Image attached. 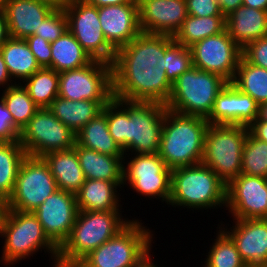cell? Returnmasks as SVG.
<instances>
[{
	"instance_id": "cell-1",
	"label": "cell",
	"mask_w": 267,
	"mask_h": 267,
	"mask_svg": "<svg viewBox=\"0 0 267 267\" xmlns=\"http://www.w3.org/2000/svg\"><path fill=\"white\" fill-rule=\"evenodd\" d=\"M165 34L141 32L116 50L112 63L113 98L168 102L172 83L165 72Z\"/></svg>"
},
{
	"instance_id": "cell-2",
	"label": "cell",
	"mask_w": 267,
	"mask_h": 267,
	"mask_svg": "<svg viewBox=\"0 0 267 267\" xmlns=\"http://www.w3.org/2000/svg\"><path fill=\"white\" fill-rule=\"evenodd\" d=\"M0 237L4 239L0 257V264L4 267L20 264L22 260L30 259L43 250L53 261L50 266L57 267L58 247L44 233L33 212L5 208L0 222Z\"/></svg>"
},
{
	"instance_id": "cell-3",
	"label": "cell",
	"mask_w": 267,
	"mask_h": 267,
	"mask_svg": "<svg viewBox=\"0 0 267 267\" xmlns=\"http://www.w3.org/2000/svg\"><path fill=\"white\" fill-rule=\"evenodd\" d=\"M208 126L206 118L166 109L158 154L169 169L202 162Z\"/></svg>"
},
{
	"instance_id": "cell-4",
	"label": "cell",
	"mask_w": 267,
	"mask_h": 267,
	"mask_svg": "<svg viewBox=\"0 0 267 267\" xmlns=\"http://www.w3.org/2000/svg\"><path fill=\"white\" fill-rule=\"evenodd\" d=\"M170 205L173 208L191 209L193 212L223 209L226 207V184L202 163L173 169L168 207Z\"/></svg>"
},
{
	"instance_id": "cell-5",
	"label": "cell",
	"mask_w": 267,
	"mask_h": 267,
	"mask_svg": "<svg viewBox=\"0 0 267 267\" xmlns=\"http://www.w3.org/2000/svg\"><path fill=\"white\" fill-rule=\"evenodd\" d=\"M122 210H79L69 237L58 248L57 267L81 261L91 251L114 237L132 219L124 217Z\"/></svg>"
},
{
	"instance_id": "cell-6",
	"label": "cell",
	"mask_w": 267,
	"mask_h": 267,
	"mask_svg": "<svg viewBox=\"0 0 267 267\" xmlns=\"http://www.w3.org/2000/svg\"><path fill=\"white\" fill-rule=\"evenodd\" d=\"M136 217L81 261L87 267H134L153 249L154 231ZM153 243V244H152Z\"/></svg>"
},
{
	"instance_id": "cell-7",
	"label": "cell",
	"mask_w": 267,
	"mask_h": 267,
	"mask_svg": "<svg viewBox=\"0 0 267 267\" xmlns=\"http://www.w3.org/2000/svg\"><path fill=\"white\" fill-rule=\"evenodd\" d=\"M227 83L218 74L192 66L172 83L166 107L179 114L207 118L217 95Z\"/></svg>"
},
{
	"instance_id": "cell-8",
	"label": "cell",
	"mask_w": 267,
	"mask_h": 267,
	"mask_svg": "<svg viewBox=\"0 0 267 267\" xmlns=\"http://www.w3.org/2000/svg\"><path fill=\"white\" fill-rule=\"evenodd\" d=\"M248 127L209 124L206 131L202 164L210 167L227 185L241 174L242 152Z\"/></svg>"
},
{
	"instance_id": "cell-9",
	"label": "cell",
	"mask_w": 267,
	"mask_h": 267,
	"mask_svg": "<svg viewBox=\"0 0 267 267\" xmlns=\"http://www.w3.org/2000/svg\"><path fill=\"white\" fill-rule=\"evenodd\" d=\"M113 99L127 112L124 154L158 153L166 105L158 102Z\"/></svg>"
},
{
	"instance_id": "cell-10",
	"label": "cell",
	"mask_w": 267,
	"mask_h": 267,
	"mask_svg": "<svg viewBox=\"0 0 267 267\" xmlns=\"http://www.w3.org/2000/svg\"><path fill=\"white\" fill-rule=\"evenodd\" d=\"M129 156L124 154L123 158V188L128 186L127 189L132 188L139 196H146L150 200L160 199L168 205L172 170L158 153Z\"/></svg>"
},
{
	"instance_id": "cell-11",
	"label": "cell",
	"mask_w": 267,
	"mask_h": 267,
	"mask_svg": "<svg viewBox=\"0 0 267 267\" xmlns=\"http://www.w3.org/2000/svg\"><path fill=\"white\" fill-rule=\"evenodd\" d=\"M56 190V180L45 160L27 155L20 164L13 192L5 202V208L34 212Z\"/></svg>"
},
{
	"instance_id": "cell-12",
	"label": "cell",
	"mask_w": 267,
	"mask_h": 267,
	"mask_svg": "<svg viewBox=\"0 0 267 267\" xmlns=\"http://www.w3.org/2000/svg\"><path fill=\"white\" fill-rule=\"evenodd\" d=\"M26 155L42 157L68 150L76 144V134L58 120L48 108H39L19 135Z\"/></svg>"
},
{
	"instance_id": "cell-13",
	"label": "cell",
	"mask_w": 267,
	"mask_h": 267,
	"mask_svg": "<svg viewBox=\"0 0 267 267\" xmlns=\"http://www.w3.org/2000/svg\"><path fill=\"white\" fill-rule=\"evenodd\" d=\"M58 96L72 101H110L112 64L93 60L82 68L60 72Z\"/></svg>"
},
{
	"instance_id": "cell-14",
	"label": "cell",
	"mask_w": 267,
	"mask_h": 267,
	"mask_svg": "<svg viewBox=\"0 0 267 267\" xmlns=\"http://www.w3.org/2000/svg\"><path fill=\"white\" fill-rule=\"evenodd\" d=\"M68 31L93 60L112 64L116 50L107 42L98 16V7L84 0H70L64 9Z\"/></svg>"
},
{
	"instance_id": "cell-15",
	"label": "cell",
	"mask_w": 267,
	"mask_h": 267,
	"mask_svg": "<svg viewBox=\"0 0 267 267\" xmlns=\"http://www.w3.org/2000/svg\"><path fill=\"white\" fill-rule=\"evenodd\" d=\"M193 66L222 76L231 82L242 57V49L225 29L220 34L204 38L190 47Z\"/></svg>"
},
{
	"instance_id": "cell-16",
	"label": "cell",
	"mask_w": 267,
	"mask_h": 267,
	"mask_svg": "<svg viewBox=\"0 0 267 267\" xmlns=\"http://www.w3.org/2000/svg\"><path fill=\"white\" fill-rule=\"evenodd\" d=\"M225 208L232 219H267V178L241 173L231 180Z\"/></svg>"
},
{
	"instance_id": "cell-17",
	"label": "cell",
	"mask_w": 267,
	"mask_h": 267,
	"mask_svg": "<svg viewBox=\"0 0 267 267\" xmlns=\"http://www.w3.org/2000/svg\"><path fill=\"white\" fill-rule=\"evenodd\" d=\"M78 212L76 194L58 189L33 214L44 233L59 248L69 237Z\"/></svg>"
},
{
	"instance_id": "cell-18",
	"label": "cell",
	"mask_w": 267,
	"mask_h": 267,
	"mask_svg": "<svg viewBox=\"0 0 267 267\" xmlns=\"http://www.w3.org/2000/svg\"><path fill=\"white\" fill-rule=\"evenodd\" d=\"M229 228L220 226L234 241L237 250L246 264L267 265V219H232ZM225 226V227H224Z\"/></svg>"
},
{
	"instance_id": "cell-19",
	"label": "cell",
	"mask_w": 267,
	"mask_h": 267,
	"mask_svg": "<svg viewBox=\"0 0 267 267\" xmlns=\"http://www.w3.org/2000/svg\"><path fill=\"white\" fill-rule=\"evenodd\" d=\"M143 33L174 36L187 17L186 0H137Z\"/></svg>"
},
{
	"instance_id": "cell-20",
	"label": "cell",
	"mask_w": 267,
	"mask_h": 267,
	"mask_svg": "<svg viewBox=\"0 0 267 267\" xmlns=\"http://www.w3.org/2000/svg\"><path fill=\"white\" fill-rule=\"evenodd\" d=\"M98 16L107 42L115 49L127 45L142 31L138 3H124L98 8Z\"/></svg>"
},
{
	"instance_id": "cell-21",
	"label": "cell",
	"mask_w": 267,
	"mask_h": 267,
	"mask_svg": "<svg viewBox=\"0 0 267 267\" xmlns=\"http://www.w3.org/2000/svg\"><path fill=\"white\" fill-rule=\"evenodd\" d=\"M53 10L52 6L39 0H8L4 11L10 37L26 39L34 35Z\"/></svg>"
},
{
	"instance_id": "cell-22",
	"label": "cell",
	"mask_w": 267,
	"mask_h": 267,
	"mask_svg": "<svg viewBox=\"0 0 267 267\" xmlns=\"http://www.w3.org/2000/svg\"><path fill=\"white\" fill-rule=\"evenodd\" d=\"M225 29L243 49L250 42L267 36V11L242 5L226 17Z\"/></svg>"
},
{
	"instance_id": "cell-23",
	"label": "cell",
	"mask_w": 267,
	"mask_h": 267,
	"mask_svg": "<svg viewBox=\"0 0 267 267\" xmlns=\"http://www.w3.org/2000/svg\"><path fill=\"white\" fill-rule=\"evenodd\" d=\"M80 166L86 179L115 182L121 190L123 187V158L110 156L74 145Z\"/></svg>"
},
{
	"instance_id": "cell-24",
	"label": "cell",
	"mask_w": 267,
	"mask_h": 267,
	"mask_svg": "<svg viewBox=\"0 0 267 267\" xmlns=\"http://www.w3.org/2000/svg\"><path fill=\"white\" fill-rule=\"evenodd\" d=\"M42 158L49 165L58 189L74 194L80 190L86 178L74 147L47 153Z\"/></svg>"
},
{
	"instance_id": "cell-25",
	"label": "cell",
	"mask_w": 267,
	"mask_h": 267,
	"mask_svg": "<svg viewBox=\"0 0 267 267\" xmlns=\"http://www.w3.org/2000/svg\"><path fill=\"white\" fill-rule=\"evenodd\" d=\"M119 188L115 182L86 179L76 193L78 209L82 211L122 210Z\"/></svg>"
},
{
	"instance_id": "cell-26",
	"label": "cell",
	"mask_w": 267,
	"mask_h": 267,
	"mask_svg": "<svg viewBox=\"0 0 267 267\" xmlns=\"http://www.w3.org/2000/svg\"><path fill=\"white\" fill-rule=\"evenodd\" d=\"M109 101H72L56 97L48 109L75 134L89 121L96 118Z\"/></svg>"
},
{
	"instance_id": "cell-27",
	"label": "cell",
	"mask_w": 267,
	"mask_h": 267,
	"mask_svg": "<svg viewBox=\"0 0 267 267\" xmlns=\"http://www.w3.org/2000/svg\"><path fill=\"white\" fill-rule=\"evenodd\" d=\"M0 50L14 83H22L41 69L25 39L10 37Z\"/></svg>"
},
{
	"instance_id": "cell-28",
	"label": "cell",
	"mask_w": 267,
	"mask_h": 267,
	"mask_svg": "<svg viewBox=\"0 0 267 267\" xmlns=\"http://www.w3.org/2000/svg\"><path fill=\"white\" fill-rule=\"evenodd\" d=\"M76 143L110 156H124L123 150L109 133L107 116L101 112L76 133Z\"/></svg>"
},
{
	"instance_id": "cell-29",
	"label": "cell",
	"mask_w": 267,
	"mask_h": 267,
	"mask_svg": "<svg viewBox=\"0 0 267 267\" xmlns=\"http://www.w3.org/2000/svg\"><path fill=\"white\" fill-rule=\"evenodd\" d=\"M92 61L90 55L68 30L51 43V69L57 73L82 68Z\"/></svg>"
},
{
	"instance_id": "cell-30",
	"label": "cell",
	"mask_w": 267,
	"mask_h": 267,
	"mask_svg": "<svg viewBox=\"0 0 267 267\" xmlns=\"http://www.w3.org/2000/svg\"><path fill=\"white\" fill-rule=\"evenodd\" d=\"M225 24L226 18L224 16L195 17L187 15L173 38L176 42L190 48L204 38L223 32Z\"/></svg>"
},
{
	"instance_id": "cell-31",
	"label": "cell",
	"mask_w": 267,
	"mask_h": 267,
	"mask_svg": "<svg viewBox=\"0 0 267 267\" xmlns=\"http://www.w3.org/2000/svg\"><path fill=\"white\" fill-rule=\"evenodd\" d=\"M26 156L19 140L0 142V200L4 203L13 192L20 164Z\"/></svg>"
},
{
	"instance_id": "cell-32",
	"label": "cell",
	"mask_w": 267,
	"mask_h": 267,
	"mask_svg": "<svg viewBox=\"0 0 267 267\" xmlns=\"http://www.w3.org/2000/svg\"><path fill=\"white\" fill-rule=\"evenodd\" d=\"M230 83L242 93L250 95L259 105L267 102V69L253 65L241 57Z\"/></svg>"
},
{
	"instance_id": "cell-33",
	"label": "cell",
	"mask_w": 267,
	"mask_h": 267,
	"mask_svg": "<svg viewBox=\"0 0 267 267\" xmlns=\"http://www.w3.org/2000/svg\"><path fill=\"white\" fill-rule=\"evenodd\" d=\"M39 108H48L59 93V73L41 68L21 83Z\"/></svg>"
},
{
	"instance_id": "cell-34",
	"label": "cell",
	"mask_w": 267,
	"mask_h": 267,
	"mask_svg": "<svg viewBox=\"0 0 267 267\" xmlns=\"http://www.w3.org/2000/svg\"><path fill=\"white\" fill-rule=\"evenodd\" d=\"M1 91L3 92H0V97L13 117L14 128L20 133L39 107L32 101L21 83H15Z\"/></svg>"
},
{
	"instance_id": "cell-35",
	"label": "cell",
	"mask_w": 267,
	"mask_h": 267,
	"mask_svg": "<svg viewBox=\"0 0 267 267\" xmlns=\"http://www.w3.org/2000/svg\"><path fill=\"white\" fill-rule=\"evenodd\" d=\"M216 238L205 255L202 267H246L232 238L217 226Z\"/></svg>"
},
{
	"instance_id": "cell-36",
	"label": "cell",
	"mask_w": 267,
	"mask_h": 267,
	"mask_svg": "<svg viewBox=\"0 0 267 267\" xmlns=\"http://www.w3.org/2000/svg\"><path fill=\"white\" fill-rule=\"evenodd\" d=\"M164 60L166 76L171 83L193 66L191 49L176 42L170 35H165Z\"/></svg>"
},
{
	"instance_id": "cell-37",
	"label": "cell",
	"mask_w": 267,
	"mask_h": 267,
	"mask_svg": "<svg viewBox=\"0 0 267 267\" xmlns=\"http://www.w3.org/2000/svg\"><path fill=\"white\" fill-rule=\"evenodd\" d=\"M241 173L267 178V143L249 132L242 152Z\"/></svg>"
},
{
	"instance_id": "cell-38",
	"label": "cell",
	"mask_w": 267,
	"mask_h": 267,
	"mask_svg": "<svg viewBox=\"0 0 267 267\" xmlns=\"http://www.w3.org/2000/svg\"><path fill=\"white\" fill-rule=\"evenodd\" d=\"M206 120L209 124L237 125V88L233 84L228 82L219 92Z\"/></svg>"
},
{
	"instance_id": "cell-39",
	"label": "cell",
	"mask_w": 267,
	"mask_h": 267,
	"mask_svg": "<svg viewBox=\"0 0 267 267\" xmlns=\"http://www.w3.org/2000/svg\"><path fill=\"white\" fill-rule=\"evenodd\" d=\"M107 116L109 133L114 141L124 151L127 136V112L112 98L103 108Z\"/></svg>"
},
{
	"instance_id": "cell-40",
	"label": "cell",
	"mask_w": 267,
	"mask_h": 267,
	"mask_svg": "<svg viewBox=\"0 0 267 267\" xmlns=\"http://www.w3.org/2000/svg\"><path fill=\"white\" fill-rule=\"evenodd\" d=\"M68 30V19L64 9H54L42 22L34 35L41 36L50 43L55 42Z\"/></svg>"
},
{
	"instance_id": "cell-41",
	"label": "cell",
	"mask_w": 267,
	"mask_h": 267,
	"mask_svg": "<svg viewBox=\"0 0 267 267\" xmlns=\"http://www.w3.org/2000/svg\"><path fill=\"white\" fill-rule=\"evenodd\" d=\"M259 104L237 89V125L249 126L258 118Z\"/></svg>"
},
{
	"instance_id": "cell-42",
	"label": "cell",
	"mask_w": 267,
	"mask_h": 267,
	"mask_svg": "<svg viewBox=\"0 0 267 267\" xmlns=\"http://www.w3.org/2000/svg\"><path fill=\"white\" fill-rule=\"evenodd\" d=\"M242 57L253 65L267 69V36L247 44L242 49Z\"/></svg>"
},
{
	"instance_id": "cell-43",
	"label": "cell",
	"mask_w": 267,
	"mask_h": 267,
	"mask_svg": "<svg viewBox=\"0 0 267 267\" xmlns=\"http://www.w3.org/2000/svg\"><path fill=\"white\" fill-rule=\"evenodd\" d=\"M31 52L34 54L39 66L41 68L51 69V43L41 36L31 35L27 37Z\"/></svg>"
},
{
	"instance_id": "cell-44",
	"label": "cell",
	"mask_w": 267,
	"mask_h": 267,
	"mask_svg": "<svg viewBox=\"0 0 267 267\" xmlns=\"http://www.w3.org/2000/svg\"><path fill=\"white\" fill-rule=\"evenodd\" d=\"M186 7L190 16H223L218 0H186Z\"/></svg>"
},
{
	"instance_id": "cell-45",
	"label": "cell",
	"mask_w": 267,
	"mask_h": 267,
	"mask_svg": "<svg viewBox=\"0 0 267 267\" xmlns=\"http://www.w3.org/2000/svg\"><path fill=\"white\" fill-rule=\"evenodd\" d=\"M20 133L14 128V120L0 97V142L19 140Z\"/></svg>"
},
{
	"instance_id": "cell-46",
	"label": "cell",
	"mask_w": 267,
	"mask_h": 267,
	"mask_svg": "<svg viewBox=\"0 0 267 267\" xmlns=\"http://www.w3.org/2000/svg\"><path fill=\"white\" fill-rule=\"evenodd\" d=\"M249 133L262 141L267 143V122L261 121L257 118L248 126Z\"/></svg>"
},
{
	"instance_id": "cell-47",
	"label": "cell",
	"mask_w": 267,
	"mask_h": 267,
	"mask_svg": "<svg viewBox=\"0 0 267 267\" xmlns=\"http://www.w3.org/2000/svg\"><path fill=\"white\" fill-rule=\"evenodd\" d=\"M12 78L7 69V65L4 62L3 54L0 50V91L7 89L8 87L14 85ZM3 88H2V87Z\"/></svg>"
},
{
	"instance_id": "cell-48",
	"label": "cell",
	"mask_w": 267,
	"mask_h": 267,
	"mask_svg": "<svg viewBox=\"0 0 267 267\" xmlns=\"http://www.w3.org/2000/svg\"><path fill=\"white\" fill-rule=\"evenodd\" d=\"M221 13L226 18L238 7L242 6L243 0H218Z\"/></svg>"
},
{
	"instance_id": "cell-49",
	"label": "cell",
	"mask_w": 267,
	"mask_h": 267,
	"mask_svg": "<svg viewBox=\"0 0 267 267\" xmlns=\"http://www.w3.org/2000/svg\"><path fill=\"white\" fill-rule=\"evenodd\" d=\"M10 38L8 30V22L6 19V14L4 10L0 11V48L7 42Z\"/></svg>"
},
{
	"instance_id": "cell-50",
	"label": "cell",
	"mask_w": 267,
	"mask_h": 267,
	"mask_svg": "<svg viewBox=\"0 0 267 267\" xmlns=\"http://www.w3.org/2000/svg\"><path fill=\"white\" fill-rule=\"evenodd\" d=\"M84 1L98 8L102 6L118 5L124 3H138L137 0H84Z\"/></svg>"
},
{
	"instance_id": "cell-51",
	"label": "cell",
	"mask_w": 267,
	"mask_h": 267,
	"mask_svg": "<svg viewBox=\"0 0 267 267\" xmlns=\"http://www.w3.org/2000/svg\"><path fill=\"white\" fill-rule=\"evenodd\" d=\"M243 6L267 11V0H243Z\"/></svg>"
},
{
	"instance_id": "cell-52",
	"label": "cell",
	"mask_w": 267,
	"mask_h": 267,
	"mask_svg": "<svg viewBox=\"0 0 267 267\" xmlns=\"http://www.w3.org/2000/svg\"><path fill=\"white\" fill-rule=\"evenodd\" d=\"M152 253V251L149 253V254H147L138 264H136L134 267H160L161 265H157V263L156 264H154L155 262H154V259H153V253ZM152 257V258H151ZM162 267V266H161Z\"/></svg>"
},
{
	"instance_id": "cell-53",
	"label": "cell",
	"mask_w": 267,
	"mask_h": 267,
	"mask_svg": "<svg viewBox=\"0 0 267 267\" xmlns=\"http://www.w3.org/2000/svg\"><path fill=\"white\" fill-rule=\"evenodd\" d=\"M49 4L54 9H65V7L70 3V0H39Z\"/></svg>"
},
{
	"instance_id": "cell-54",
	"label": "cell",
	"mask_w": 267,
	"mask_h": 267,
	"mask_svg": "<svg viewBox=\"0 0 267 267\" xmlns=\"http://www.w3.org/2000/svg\"><path fill=\"white\" fill-rule=\"evenodd\" d=\"M258 118L261 121H266L267 122V102L259 105V114Z\"/></svg>"
},
{
	"instance_id": "cell-55",
	"label": "cell",
	"mask_w": 267,
	"mask_h": 267,
	"mask_svg": "<svg viewBox=\"0 0 267 267\" xmlns=\"http://www.w3.org/2000/svg\"><path fill=\"white\" fill-rule=\"evenodd\" d=\"M63 267H87L82 261H76L72 263H68Z\"/></svg>"
},
{
	"instance_id": "cell-56",
	"label": "cell",
	"mask_w": 267,
	"mask_h": 267,
	"mask_svg": "<svg viewBox=\"0 0 267 267\" xmlns=\"http://www.w3.org/2000/svg\"><path fill=\"white\" fill-rule=\"evenodd\" d=\"M4 209H5V203L2 200H0V222H1Z\"/></svg>"
},
{
	"instance_id": "cell-57",
	"label": "cell",
	"mask_w": 267,
	"mask_h": 267,
	"mask_svg": "<svg viewBox=\"0 0 267 267\" xmlns=\"http://www.w3.org/2000/svg\"><path fill=\"white\" fill-rule=\"evenodd\" d=\"M8 0H0V11L5 9Z\"/></svg>"
},
{
	"instance_id": "cell-58",
	"label": "cell",
	"mask_w": 267,
	"mask_h": 267,
	"mask_svg": "<svg viewBox=\"0 0 267 267\" xmlns=\"http://www.w3.org/2000/svg\"><path fill=\"white\" fill-rule=\"evenodd\" d=\"M246 267H267V265H249Z\"/></svg>"
}]
</instances>
